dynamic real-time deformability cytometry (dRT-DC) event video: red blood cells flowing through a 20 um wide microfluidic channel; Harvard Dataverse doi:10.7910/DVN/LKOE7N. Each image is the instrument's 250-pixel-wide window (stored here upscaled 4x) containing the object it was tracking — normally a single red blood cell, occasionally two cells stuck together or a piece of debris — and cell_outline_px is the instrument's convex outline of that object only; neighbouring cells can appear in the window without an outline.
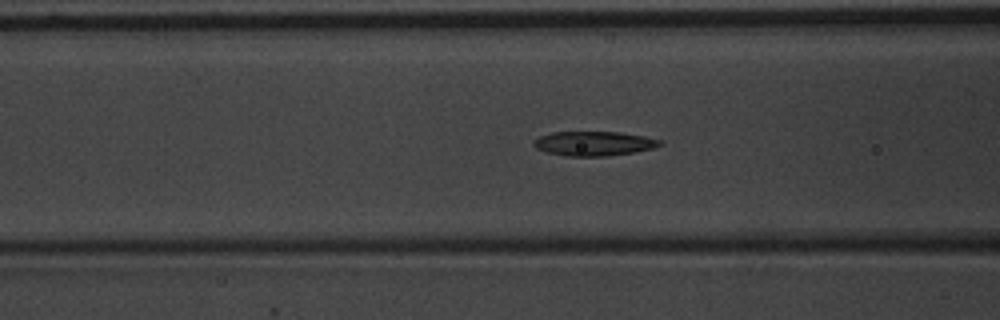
{"species": "common noctule bat (a hibernating species)", "species_latin": "Nyctalus noctula", "temperature_condition": "warm", "stored_images_in_passage": 37, "camera_frame_rate_fps": 3000, "um_per_image_px": 0.085, "animal": {"sex": "male", "body_mass_g": 20.1, "forearm_length_mm": 53.5}, "frame": {"image": 1, "passage_image": 4, "time_ms": 1.0, "image_size_px": [1000, 320], "cell_outline_px": [[664, 144], [652, 148], [632, 152], [608, 156], [568, 156], [548, 152], [536, 148], [532, 144], [532, 140], [540, 136], [552, 132], [620, 132], [644, 136], [664, 140]], "centroid_in_image_um": [50.49, 12.19], "position_along_channel_um": 116.1, "area_um2": 17.98}}
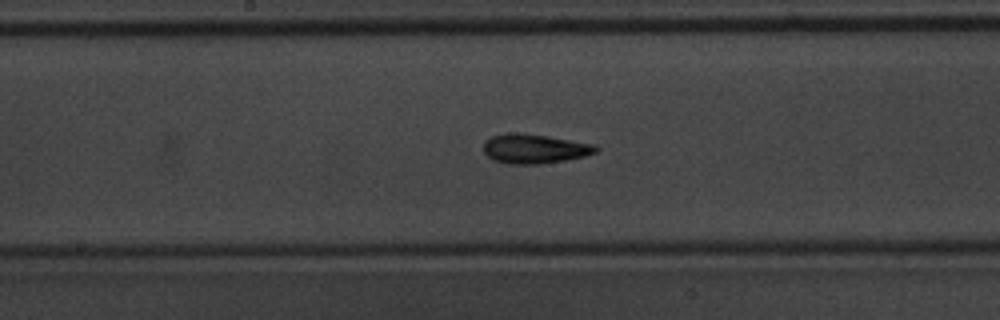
{"frame": {"image": 2, "passage_image": 11, "time_ms": 3.333, "image_size_px": [1000, 320], "cell_outline_px": [[600, 148], [596, 152], [584, 156], [564, 160], [540, 164], [508, 164], [492, 160], [484, 152], [484, 140], [492, 136], [508, 132], [520, 132], [548, 136], [596, 144]], "centroid_in_image_um": [45.42, 12.63], "position_along_channel_um": 202.8, "area_um2": 19.48}}
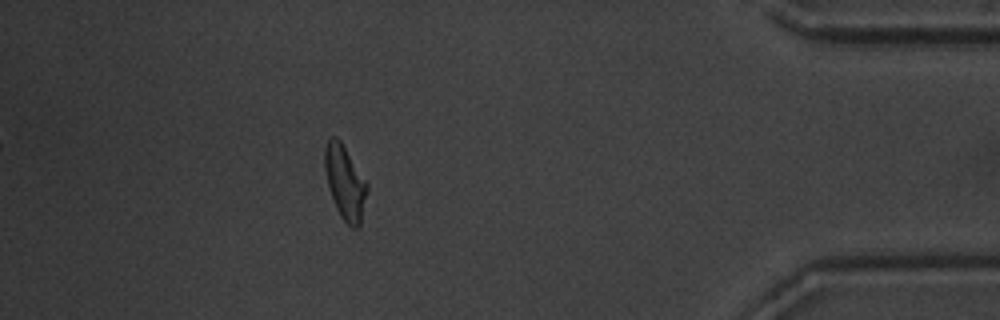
{"frame": {"image": 3, "passage_image": 31, "time_ms": 10.0, "image_size_px": [1000, 320], "cell_outline_px": [[368, 192], [360, 228], [352, 228], [340, 216], [336, 208], [328, 184], [324, 168], [324, 148], [328, 136], [336, 136], [340, 140], [368, 184]], "centroid_in_image_um": [29.33, 15.51], "position_along_channel_um": 405.9, "area_um2": 18.38}}